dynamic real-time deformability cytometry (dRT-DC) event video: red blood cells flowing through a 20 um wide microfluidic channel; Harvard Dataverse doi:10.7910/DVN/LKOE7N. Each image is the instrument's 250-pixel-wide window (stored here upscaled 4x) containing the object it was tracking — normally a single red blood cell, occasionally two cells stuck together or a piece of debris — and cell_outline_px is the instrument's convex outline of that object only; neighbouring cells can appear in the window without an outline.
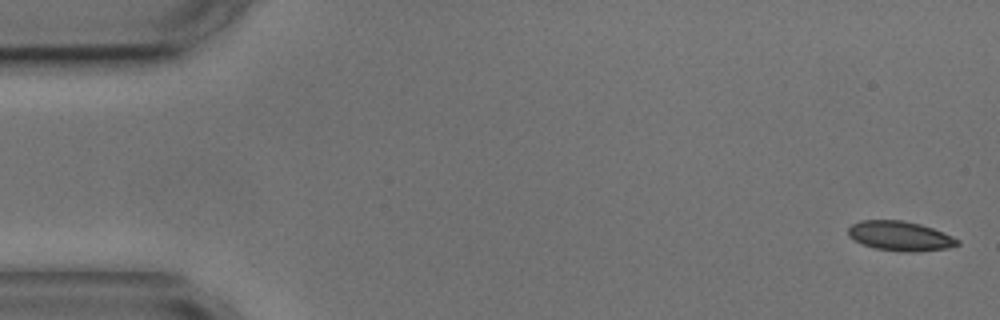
{"species": "common noctule bat (a hibernating species)", "species_latin": "Nyctalus noctula", "temperature_condition": "cold", "stored_images_in_passage": 5, "camera_frame_rate_fps": 3000, "um_per_image_px": 0.085, "animal": {"sex": "male", "body_mass_g": 17.9, "forearm_length_mm": 54.2}, "frame": {"image": 1, "passage_image": 1, "time_ms": 0.0, "image_size_px": [1000, 320], "cell_outline_px": [[960, 244], [948, 248], [876, 248], [864, 244], [848, 236], [848, 228], [852, 224], [860, 220], [904, 220], [920, 224], [944, 232], [960, 240]], "centroid_in_image_um": [76.47, 19.97], "position_along_channel_um": 8.5, "area_um2": 17.63}}
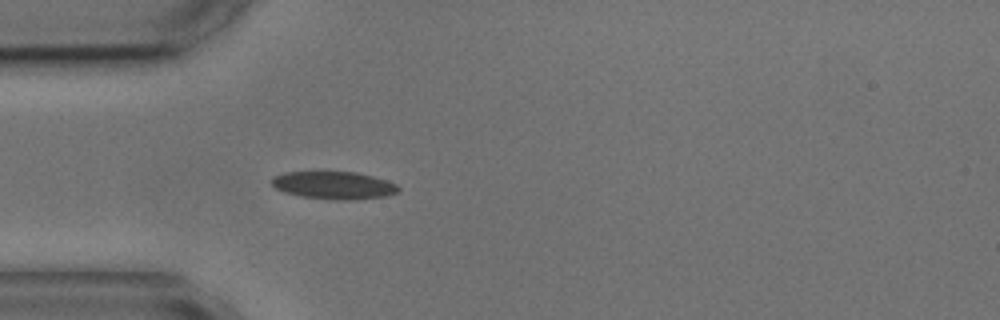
{"frame": {"image": 2, "passage_image": 5, "time_ms": 4.667, "image_size_px": [1000, 320], "cell_outline_px": [[400, 188], [396, 192], [384, 196], [356, 200], [328, 200], [300, 196], [284, 192], [276, 188], [272, 184], [272, 176], [284, 172], [356, 172], [372, 176], [396, 184]], "centroid_in_image_um": [28.34, 15.76], "position_along_channel_um": 56.7, "area_um2": 20.4}}